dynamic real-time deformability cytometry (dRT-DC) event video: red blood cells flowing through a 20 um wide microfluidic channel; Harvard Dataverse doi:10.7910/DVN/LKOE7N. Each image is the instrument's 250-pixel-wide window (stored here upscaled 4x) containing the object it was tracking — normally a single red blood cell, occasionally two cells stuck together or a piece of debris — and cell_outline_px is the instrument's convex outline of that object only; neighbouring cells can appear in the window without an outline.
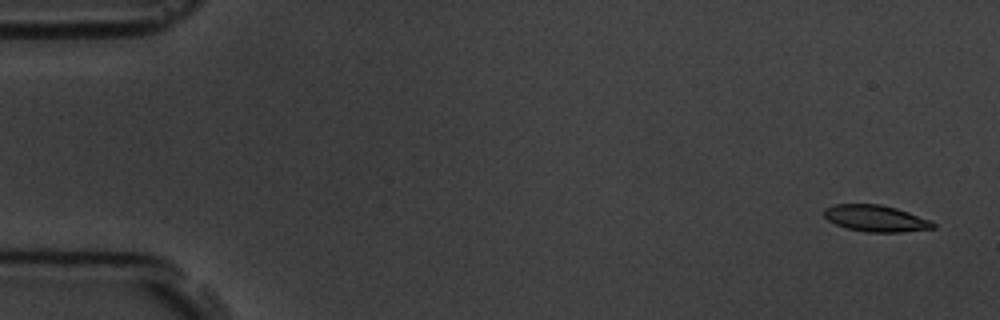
{"species": "common noctule bat (a hibernating species)", "species_latin": "Nyctalus noctula", "temperature_condition": "room temperature", "stored_images_in_passage": 6, "camera_frame_rate_fps": 3000, "um_per_image_px": 0.085, "animal": {"sex": "male", "body_mass_g": 19.5, "forearm_length_mm": 54.6}, "frame": {"image": 1, "passage_image": 1, "time_ms": 0.0, "image_size_px": [1000, 320], "cell_outline_px": [[936, 228], [900, 232], [864, 232], [848, 228], [836, 224], [828, 220], [824, 216], [824, 208], [836, 204], [880, 204], [896, 208], [932, 220], [936, 224]], "centroid_in_image_um": [74.47, 18.56], "position_along_channel_um": 10.5, "area_um2": 16.88}}